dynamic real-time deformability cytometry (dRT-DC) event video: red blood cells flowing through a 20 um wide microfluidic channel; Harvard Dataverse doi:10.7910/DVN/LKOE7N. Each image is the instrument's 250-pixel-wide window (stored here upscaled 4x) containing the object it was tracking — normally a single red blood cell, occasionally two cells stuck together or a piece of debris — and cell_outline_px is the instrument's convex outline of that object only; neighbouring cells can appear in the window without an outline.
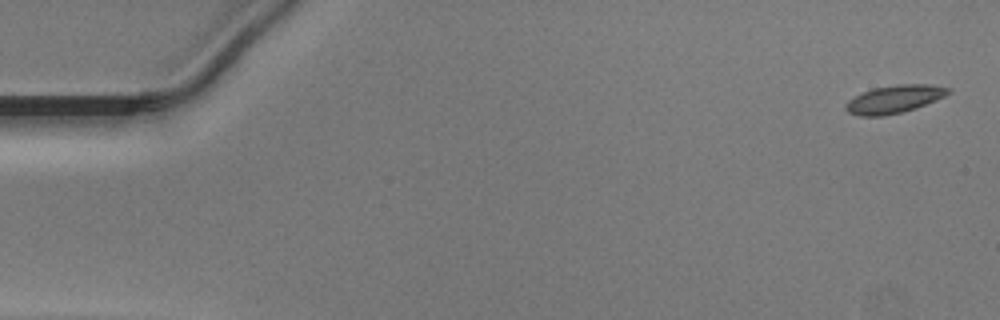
{"species": "Egyptian fruit bat (a non-hibernating species)", "species_latin": "Rousettus aegyptiacus", "temperature_condition": "warm", "stored_images_in_passage": 51, "camera_frame_rate_fps": 3000, "um_per_image_px": 0.085, "animal": {"sex": "male"}, "frame": {"image": 1, "passage_image": 1, "time_ms": 0.0, "image_size_px": [1000, 320], "cell_outline_px": [[952, 92], [936, 100], [916, 108], [904, 112], [884, 116], [860, 116], [848, 112], [844, 108], [848, 100], [864, 92], [876, 88], [900, 84], [928, 84], [952, 88]], "centroid_in_image_um": [76.05, 8.44], "position_along_channel_um": 8.9, "area_um2": 16.59}}
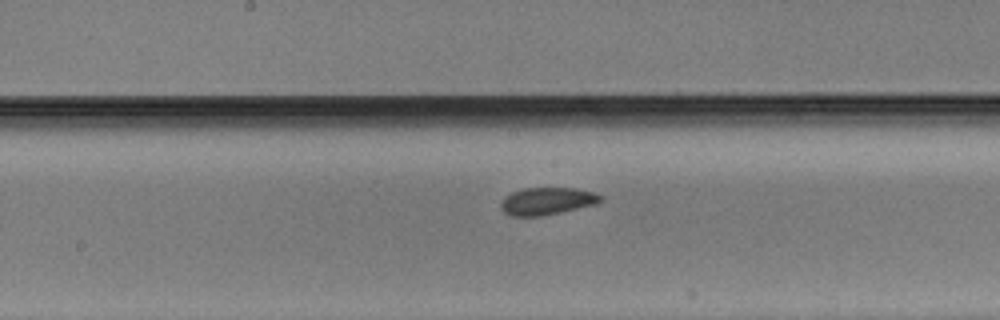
{"frame": {"image": 2, "passage_image": 26, "time_ms": 8.333, "image_size_px": [1000, 320], "cell_outline_px": [[604, 200], [596, 204], [560, 212], [540, 216], [508, 216], [500, 208], [500, 204], [504, 196], [512, 192], [524, 188], [576, 188], [592, 192], [604, 196]], "centroid_in_image_um": [46.49, 17.09], "position_along_channel_um": 201.7, "area_um2": 16.01}}
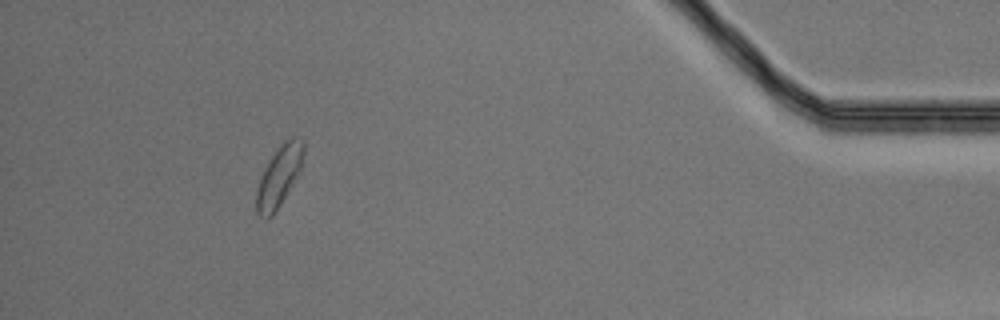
{"frame": {"image": 3, "passage_image": 46, "time_ms": 15.0, "image_size_px": [1000, 320], "cell_outline_px": [[304, 152], [300, 172], [280, 204], [272, 216], [264, 220], [256, 212], [256, 192], [264, 168], [276, 148], [284, 140], [292, 136], [300, 136], [304, 140]], "centroid_in_image_um": [23.74, 14.94], "position_along_channel_um": 411.5, "area_um2": 16.82}}